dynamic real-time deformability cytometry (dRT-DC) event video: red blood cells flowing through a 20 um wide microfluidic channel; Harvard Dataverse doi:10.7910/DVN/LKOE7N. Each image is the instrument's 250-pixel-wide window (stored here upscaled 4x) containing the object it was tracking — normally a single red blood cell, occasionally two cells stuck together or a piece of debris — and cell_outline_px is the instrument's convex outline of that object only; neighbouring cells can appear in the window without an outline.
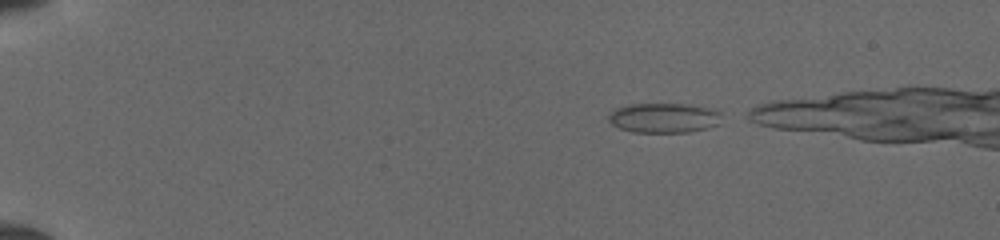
{"species": "common noctule bat (a hibernating species)", "species_latin": "Nyctalus noctula", "temperature_condition": "cold", "stored_images_in_passage": 38, "camera_frame_rate_fps": 3000, "um_per_image_px": 0.085, "animal": {"sex": "female", "body_mass_g": 19.5, "forearm_length_mm": 54.1}, "frame": {"image": 1, "passage_image": 2, "time_ms": 0.333, "image_size_px": [1000, 240], "cell_outline_px": [[720, 124], [708, 128], [688, 132], [632, 132], [620, 128], [612, 124], [608, 120], [608, 116], [616, 108], [628, 104], [688, 104], [708, 108], [720, 112]], "centroid_in_image_um": [56.43, 10.02], "position_along_channel_um": 28.6, "area_um2": 19.59}}
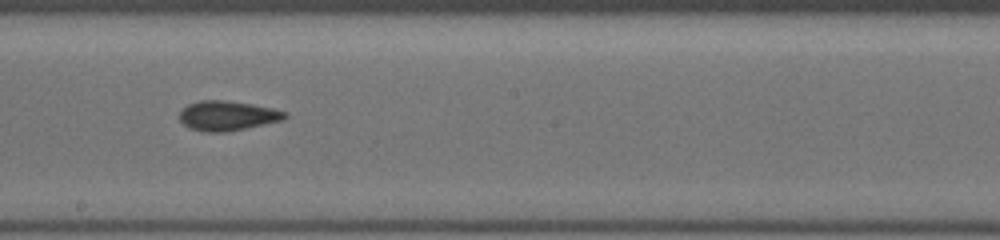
{"frame": {"image": 2, "passage_image": 23, "time_ms": 7.333, "image_size_px": [1000, 240], "cell_outline_px": [[288, 116], [280, 120], [244, 128], [224, 132], [204, 132], [188, 128], [180, 120], [180, 112], [188, 104], [200, 100], [224, 100], [272, 108], [284, 112]], "centroid_in_image_um": [19.26, 9.84], "position_along_channel_um": 228.9, "area_um2": 17.8}}
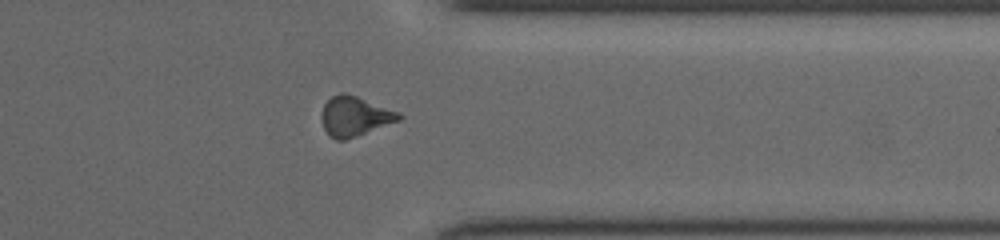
{"frame": {"image": 3, "passage_image": 34, "time_ms": 11.0, "image_size_px": [1000, 240], "cell_outline_px": [[404, 116], [400, 120], [356, 136], [344, 140], [336, 140], [328, 136], [324, 128], [320, 116], [324, 104], [332, 96], [340, 92], [344, 92], [356, 96], [400, 112]], "centroid_in_image_um": [30.14, 9.88], "position_along_channel_um": 381.3, "area_um2": 17.92}}